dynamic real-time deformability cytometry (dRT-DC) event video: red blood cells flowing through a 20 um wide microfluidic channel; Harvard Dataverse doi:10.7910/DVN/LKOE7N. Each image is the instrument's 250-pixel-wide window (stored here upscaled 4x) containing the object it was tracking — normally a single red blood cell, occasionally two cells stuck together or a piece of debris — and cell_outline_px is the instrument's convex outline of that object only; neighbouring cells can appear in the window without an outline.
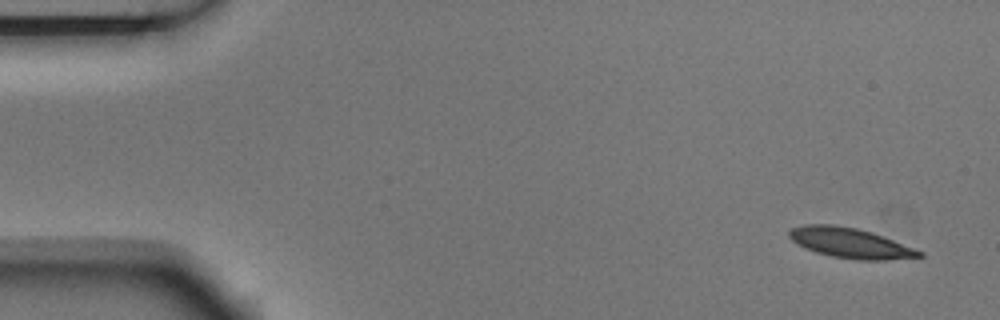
{"species": "Egyptian fruit bat (a non-hibernating species)", "species_latin": "Rousettus aegyptiacus", "temperature_condition": "room temperature", "stored_images_in_passage": 6, "camera_frame_rate_fps": 3000, "um_per_image_px": 0.085, "animal": {"sex": "male"}, "frame": {"image": 1, "passage_image": 1, "time_ms": 0.0, "image_size_px": [1000, 320], "cell_outline_px": [[924, 256], [888, 260], [856, 260], [832, 256], [816, 252], [804, 248], [796, 244], [788, 236], [788, 232], [792, 228], [804, 224], [832, 224], [856, 228], [872, 232], [924, 252]], "centroid_in_image_um": [72.24, 20.65], "position_along_channel_um": 12.8, "area_um2": 22.83}}
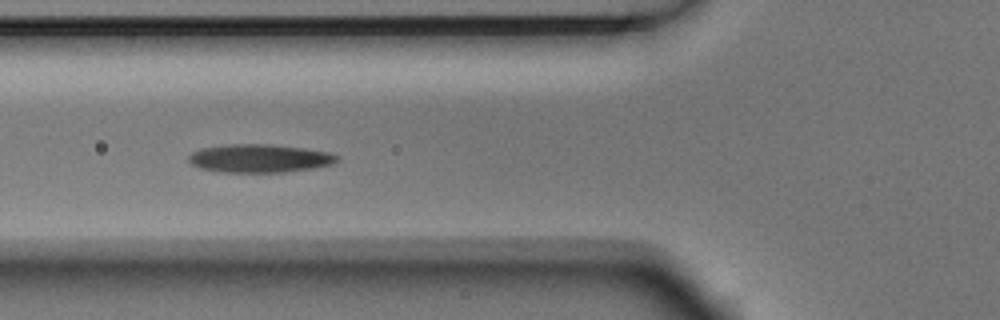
{"frame": {"image": 2, "passage_image": 6, "time_ms": 1.667, "image_size_px": [1000, 320], "cell_outline_px": [[340, 160], [332, 164], [312, 168], [284, 172], [220, 172], [200, 168], [192, 164], [188, 160], [188, 156], [192, 152], [200, 148], [224, 144], [268, 144], [304, 148], [328, 152], [340, 156]], "centroid_in_image_um": [22.05, 13.45], "position_along_channel_um": 103.8, "area_um2": 24.57}}